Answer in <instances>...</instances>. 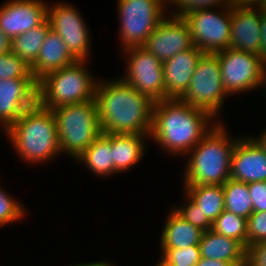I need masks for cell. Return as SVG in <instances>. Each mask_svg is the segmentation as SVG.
I'll return each mask as SVG.
<instances>
[{"instance_id": "cell-1", "label": "cell", "mask_w": 266, "mask_h": 266, "mask_svg": "<svg viewBox=\"0 0 266 266\" xmlns=\"http://www.w3.org/2000/svg\"><path fill=\"white\" fill-rule=\"evenodd\" d=\"M100 80L94 98L102 133L149 135L154 102L122 77Z\"/></svg>"}, {"instance_id": "cell-2", "label": "cell", "mask_w": 266, "mask_h": 266, "mask_svg": "<svg viewBox=\"0 0 266 266\" xmlns=\"http://www.w3.org/2000/svg\"><path fill=\"white\" fill-rule=\"evenodd\" d=\"M212 120L205 110L180 99L154 102L149 138L168 154L187 155L213 127Z\"/></svg>"}, {"instance_id": "cell-3", "label": "cell", "mask_w": 266, "mask_h": 266, "mask_svg": "<svg viewBox=\"0 0 266 266\" xmlns=\"http://www.w3.org/2000/svg\"><path fill=\"white\" fill-rule=\"evenodd\" d=\"M216 123L189 152L183 186L223 185L230 178L237 140L227 136L222 123Z\"/></svg>"}, {"instance_id": "cell-4", "label": "cell", "mask_w": 266, "mask_h": 266, "mask_svg": "<svg viewBox=\"0 0 266 266\" xmlns=\"http://www.w3.org/2000/svg\"><path fill=\"white\" fill-rule=\"evenodd\" d=\"M4 132L20 159L27 163L50 161L61 152L54 114L38 103Z\"/></svg>"}, {"instance_id": "cell-5", "label": "cell", "mask_w": 266, "mask_h": 266, "mask_svg": "<svg viewBox=\"0 0 266 266\" xmlns=\"http://www.w3.org/2000/svg\"><path fill=\"white\" fill-rule=\"evenodd\" d=\"M86 60L44 75L37 81V103L52 110L65 104L81 103L94 99L97 80L84 65ZM93 77V78H92Z\"/></svg>"}, {"instance_id": "cell-6", "label": "cell", "mask_w": 266, "mask_h": 266, "mask_svg": "<svg viewBox=\"0 0 266 266\" xmlns=\"http://www.w3.org/2000/svg\"><path fill=\"white\" fill-rule=\"evenodd\" d=\"M61 153L77 159L102 133L95 98L52 109Z\"/></svg>"}, {"instance_id": "cell-7", "label": "cell", "mask_w": 266, "mask_h": 266, "mask_svg": "<svg viewBox=\"0 0 266 266\" xmlns=\"http://www.w3.org/2000/svg\"><path fill=\"white\" fill-rule=\"evenodd\" d=\"M226 96L217 53H203L193 72L189 88L180 100L205 110L215 119L216 116L219 117Z\"/></svg>"}, {"instance_id": "cell-8", "label": "cell", "mask_w": 266, "mask_h": 266, "mask_svg": "<svg viewBox=\"0 0 266 266\" xmlns=\"http://www.w3.org/2000/svg\"><path fill=\"white\" fill-rule=\"evenodd\" d=\"M123 49L142 46L168 11L167 0H119Z\"/></svg>"}, {"instance_id": "cell-9", "label": "cell", "mask_w": 266, "mask_h": 266, "mask_svg": "<svg viewBox=\"0 0 266 266\" xmlns=\"http://www.w3.org/2000/svg\"><path fill=\"white\" fill-rule=\"evenodd\" d=\"M222 8L221 13L205 8L190 10L182 16L188 23L193 45L203 53H217L230 47L232 7Z\"/></svg>"}, {"instance_id": "cell-10", "label": "cell", "mask_w": 266, "mask_h": 266, "mask_svg": "<svg viewBox=\"0 0 266 266\" xmlns=\"http://www.w3.org/2000/svg\"><path fill=\"white\" fill-rule=\"evenodd\" d=\"M227 95L250 91L261 83L265 59L261 55L227 48L217 52Z\"/></svg>"}, {"instance_id": "cell-11", "label": "cell", "mask_w": 266, "mask_h": 266, "mask_svg": "<svg viewBox=\"0 0 266 266\" xmlns=\"http://www.w3.org/2000/svg\"><path fill=\"white\" fill-rule=\"evenodd\" d=\"M123 50L128 65L122 79L153 102L165 100L163 63L142 46Z\"/></svg>"}, {"instance_id": "cell-12", "label": "cell", "mask_w": 266, "mask_h": 266, "mask_svg": "<svg viewBox=\"0 0 266 266\" xmlns=\"http://www.w3.org/2000/svg\"><path fill=\"white\" fill-rule=\"evenodd\" d=\"M47 19L51 29L60 36L76 60L89 58V30L76 7L65 2L47 6Z\"/></svg>"}, {"instance_id": "cell-13", "label": "cell", "mask_w": 266, "mask_h": 266, "mask_svg": "<svg viewBox=\"0 0 266 266\" xmlns=\"http://www.w3.org/2000/svg\"><path fill=\"white\" fill-rule=\"evenodd\" d=\"M172 15V16H171ZM171 16V17H170ZM166 15L142 45L162 63L179 52L192 48L193 42L187 21L178 15Z\"/></svg>"}, {"instance_id": "cell-14", "label": "cell", "mask_w": 266, "mask_h": 266, "mask_svg": "<svg viewBox=\"0 0 266 266\" xmlns=\"http://www.w3.org/2000/svg\"><path fill=\"white\" fill-rule=\"evenodd\" d=\"M36 79H0V125L6 130L37 104Z\"/></svg>"}, {"instance_id": "cell-15", "label": "cell", "mask_w": 266, "mask_h": 266, "mask_svg": "<svg viewBox=\"0 0 266 266\" xmlns=\"http://www.w3.org/2000/svg\"><path fill=\"white\" fill-rule=\"evenodd\" d=\"M47 3L42 0H9L0 8V30L10 40L38 27L47 19Z\"/></svg>"}, {"instance_id": "cell-16", "label": "cell", "mask_w": 266, "mask_h": 266, "mask_svg": "<svg viewBox=\"0 0 266 266\" xmlns=\"http://www.w3.org/2000/svg\"><path fill=\"white\" fill-rule=\"evenodd\" d=\"M230 178L245 183L266 181V153L254 137L237 139Z\"/></svg>"}, {"instance_id": "cell-17", "label": "cell", "mask_w": 266, "mask_h": 266, "mask_svg": "<svg viewBox=\"0 0 266 266\" xmlns=\"http://www.w3.org/2000/svg\"><path fill=\"white\" fill-rule=\"evenodd\" d=\"M202 54L198 47L193 46L163 63L165 100L180 99L186 93Z\"/></svg>"}, {"instance_id": "cell-18", "label": "cell", "mask_w": 266, "mask_h": 266, "mask_svg": "<svg viewBox=\"0 0 266 266\" xmlns=\"http://www.w3.org/2000/svg\"><path fill=\"white\" fill-rule=\"evenodd\" d=\"M262 11L232 7L230 48L260 55Z\"/></svg>"}, {"instance_id": "cell-19", "label": "cell", "mask_w": 266, "mask_h": 266, "mask_svg": "<svg viewBox=\"0 0 266 266\" xmlns=\"http://www.w3.org/2000/svg\"><path fill=\"white\" fill-rule=\"evenodd\" d=\"M76 59L68 51L66 44L52 29L46 34L36 62L30 67L31 74L38 81L49 72L73 64Z\"/></svg>"}, {"instance_id": "cell-20", "label": "cell", "mask_w": 266, "mask_h": 266, "mask_svg": "<svg viewBox=\"0 0 266 266\" xmlns=\"http://www.w3.org/2000/svg\"><path fill=\"white\" fill-rule=\"evenodd\" d=\"M199 249L201 258L233 263L235 266L247 262V249L239 241L213 230L203 232Z\"/></svg>"}, {"instance_id": "cell-21", "label": "cell", "mask_w": 266, "mask_h": 266, "mask_svg": "<svg viewBox=\"0 0 266 266\" xmlns=\"http://www.w3.org/2000/svg\"><path fill=\"white\" fill-rule=\"evenodd\" d=\"M102 134L111 143L112 163L114 164L116 173H122L123 171L126 172L143 158L146 150L144 139L149 138V135L115 133Z\"/></svg>"}, {"instance_id": "cell-22", "label": "cell", "mask_w": 266, "mask_h": 266, "mask_svg": "<svg viewBox=\"0 0 266 266\" xmlns=\"http://www.w3.org/2000/svg\"><path fill=\"white\" fill-rule=\"evenodd\" d=\"M165 222L160 236L161 249H185L191 245H199L204 231L190 224L173 209L169 211Z\"/></svg>"}, {"instance_id": "cell-23", "label": "cell", "mask_w": 266, "mask_h": 266, "mask_svg": "<svg viewBox=\"0 0 266 266\" xmlns=\"http://www.w3.org/2000/svg\"><path fill=\"white\" fill-rule=\"evenodd\" d=\"M184 190L211 223L225 210L223 185L184 186Z\"/></svg>"}, {"instance_id": "cell-24", "label": "cell", "mask_w": 266, "mask_h": 266, "mask_svg": "<svg viewBox=\"0 0 266 266\" xmlns=\"http://www.w3.org/2000/svg\"><path fill=\"white\" fill-rule=\"evenodd\" d=\"M85 163L91 173L107 177L116 174V169L112 163V152L110 141L101 133L94 142L76 159Z\"/></svg>"}, {"instance_id": "cell-25", "label": "cell", "mask_w": 266, "mask_h": 266, "mask_svg": "<svg viewBox=\"0 0 266 266\" xmlns=\"http://www.w3.org/2000/svg\"><path fill=\"white\" fill-rule=\"evenodd\" d=\"M51 29L46 19L38 27L11 39L10 51L23 59L30 67L36 62L46 34Z\"/></svg>"}, {"instance_id": "cell-26", "label": "cell", "mask_w": 266, "mask_h": 266, "mask_svg": "<svg viewBox=\"0 0 266 266\" xmlns=\"http://www.w3.org/2000/svg\"><path fill=\"white\" fill-rule=\"evenodd\" d=\"M225 210L248 219L253 213L248 183L229 178L224 184Z\"/></svg>"}, {"instance_id": "cell-27", "label": "cell", "mask_w": 266, "mask_h": 266, "mask_svg": "<svg viewBox=\"0 0 266 266\" xmlns=\"http://www.w3.org/2000/svg\"><path fill=\"white\" fill-rule=\"evenodd\" d=\"M212 230L239 241L247 249V219L224 210L212 223Z\"/></svg>"}, {"instance_id": "cell-28", "label": "cell", "mask_w": 266, "mask_h": 266, "mask_svg": "<svg viewBox=\"0 0 266 266\" xmlns=\"http://www.w3.org/2000/svg\"><path fill=\"white\" fill-rule=\"evenodd\" d=\"M0 79H35L30 66L11 51L0 55Z\"/></svg>"}, {"instance_id": "cell-29", "label": "cell", "mask_w": 266, "mask_h": 266, "mask_svg": "<svg viewBox=\"0 0 266 266\" xmlns=\"http://www.w3.org/2000/svg\"><path fill=\"white\" fill-rule=\"evenodd\" d=\"M161 251L160 257L171 266H196L201 258L199 245H191L185 249H161Z\"/></svg>"}, {"instance_id": "cell-30", "label": "cell", "mask_w": 266, "mask_h": 266, "mask_svg": "<svg viewBox=\"0 0 266 266\" xmlns=\"http://www.w3.org/2000/svg\"><path fill=\"white\" fill-rule=\"evenodd\" d=\"M24 215L25 211L22 204L0 187V226L21 221Z\"/></svg>"}, {"instance_id": "cell-31", "label": "cell", "mask_w": 266, "mask_h": 266, "mask_svg": "<svg viewBox=\"0 0 266 266\" xmlns=\"http://www.w3.org/2000/svg\"><path fill=\"white\" fill-rule=\"evenodd\" d=\"M186 196L187 203L179 207H172V209L183 219L188 221L193 226H196L203 230L204 232L212 230V223L202 215V212L199 210V207L184 193Z\"/></svg>"}, {"instance_id": "cell-32", "label": "cell", "mask_w": 266, "mask_h": 266, "mask_svg": "<svg viewBox=\"0 0 266 266\" xmlns=\"http://www.w3.org/2000/svg\"><path fill=\"white\" fill-rule=\"evenodd\" d=\"M266 241V212H253L247 219V249Z\"/></svg>"}, {"instance_id": "cell-33", "label": "cell", "mask_w": 266, "mask_h": 266, "mask_svg": "<svg viewBox=\"0 0 266 266\" xmlns=\"http://www.w3.org/2000/svg\"><path fill=\"white\" fill-rule=\"evenodd\" d=\"M173 4L177 7L176 12L173 11L171 14L183 16L185 13L194 9H205V8H214L224 5H231V0H167V5Z\"/></svg>"}, {"instance_id": "cell-34", "label": "cell", "mask_w": 266, "mask_h": 266, "mask_svg": "<svg viewBox=\"0 0 266 266\" xmlns=\"http://www.w3.org/2000/svg\"><path fill=\"white\" fill-rule=\"evenodd\" d=\"M253 212H266V181L248 183Z\"/></svg>"}, {"instance_id": "cell-35", "label": "cell", "mask_w": 266, "mask_h": 266, "mask_svg": "<svg viewBox=\"0 0 266 266\" xmlns=\"http://www.w3.org/2000/svg\"><path fill=\"white\" fill-rule=\"evenodd\" d=\"M247 263L250 266H266V241L254 244L247 249Z\"/></svg>"}, {"instance_id": "cell-36", "label": "cell", "mask_w": 266, "mask_h": 266, "mask_svg": "<svg viewBox=\"0 0 266 266\" xmlns=\"http://www.w3.org/2000/svg\"><path fill=\"white\" fill-rule=\"evenodd\" d=\"M260 55L266 60V12L262 11L261 34H260Z\"/></svg>"}, {"instance_id": "cell-37", "label": "cell", "mask_w": 266, "mask_h": 266, "mask_svg": "<svg viewBox=\"0 0 266 266\" xmlns=\"http://www.w3.org/2000/svg\"><path fill=\"white\" fill-rule=\"evenodd\" d=\"M263 0H231V7L235 8H249L260 7Z\"/></svg>"}, {"instance_id": "cell-38", "label": "cell", "mask_w": 266, "mask_h": 266, "mask_svg": "<svg viewBox=\"0 0 266 266\" xmlns=\"http://www.w3.org/2000/svg\"><path fill=\"white\" fill-rule=\"evenodd\" d=\"M196 266H235L233 263H228L220 260L200 258Z\"/></svg>"}, {"instance_id": "cell-39", "label": "cell", "mask_w": 266, "mask_h": 266, "mask_svg": "<svg viewBox=\"0 0 266 266\" xmlns=\"http://www.w3.org/2000/svg\"><path fill=\"white\" fill-rule=\"evenodd\" d=\"M10 38L0 30V55L10 51Z\"/></svg>"}, {"instance_id": "cell-40", "label": "cell", "mask_w": 266, "mask_h": 266, "mask_svg": "<svg viewBox=\"0 0 266 266\" xmlns=\"http://www.w3.org/2000/svg\"><path fill=\"white\" fill-rule=\"evenodd\" d=\"M265 131V132H264ZM257 143L262 147L266 153V129L263 130L262 134L254 138Z\"/></svg>"}, {"instance_id": "cell-41", "label": "cell", "mask_w": 266, "mask_h": 266, "mask_svg": "<svg viewBox=\"0 0 266 266\" xmlns=\"http://www.w3.org/2000/svg\"><path fill=\"white\" fill-rule=\"evenodd\" d=\"M71 266H114L111 263L103 262V261H98V262H92V263H81V264H75Z\"/></svg>"}, {"instance_id": "cell-42", "label": "cell", "mask_w": 266, "mask_h": 266, "mask_svg": "<svg viewBox=\"0 0 266 266\" xmlns=\"http://www.w3.org/2000/svg\"><path fill=\"white\" fill-rule=\"evenodd\" d=\"M261 85H263V87H265V93H266V60L264 62V68H263V72H262V77H261V83H260V87Z\"/></svg>"}, {"instance_id": "cell-43", "label": "cell", "mask_w": 266, "mask_h": 266, "mask_svg": "<svg viewBox=\"0 0 266 266\" xmlns=\"http://www.w3.org/2000/svg\"><path fill=\"white\" fill-rule=\"evenodd\" d=\"M156 266H171L170 264H168L167 262H165L162 258L160 259L159 262H157Z\"/></svg>"}, {"instance_id": "cell-44", "label": "cell", "mask_w": 266, "mask_h": 266, "mask_svg": "<svg viewBox=\"0 0 266 266\" xmlns=\"http://www.w3.org/2000/svg\"><path fill=\"white\" fill-rule=\"evenodd\" d=\"M260 10L266 12V0L262 1V4L260 5Z\"/></svg>"}, {"instance_id": "cell-45", "label": "cell", "mask_w": 266, "mask_h": 266, "mask_svg": "<svg viewBox=\"0 0 266 266\" xmlns=\"http://www.w3.org/2000/svg\"><path fill=\"white\" fill-rule=\"evenodd\" d=\"M240 266H250L247 262L243 265H240Z\"/></svg>"}]
</instances>
